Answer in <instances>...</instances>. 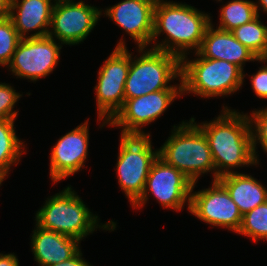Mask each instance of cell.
Segmentation results:
<instances>
[{"mask_svg":"<svg viewBox=\"0 0 267 266\" xmlns=\"http://www.w3.org/2000/svg\"><path fill=\"white\" fill-rule=\"evenodd\" d=\"M182 89H164L136 98L125 99L122 108L108 122V127L129 131H144L143 127L160 118Z\"/></svg>","mask_w":267,"mask_h":266,"instance_id":"4fadbf2b","label":"cell"},{"mask_svg":"<svg viewBox=\"0 0 267 266\" xmlns=\"http://www.w3.org/2000/svg\"><path fill=\"white\" fill-rule=\"evenodd\" d=\"M54 4L52 0H11L9 18L19 36H48Z\"/></svg>","mask_w":267,"mask_h":266,"instance_id":"2e32d148","label":"cell"},{"mask_svg":"<svg viewBox=\"0 0 267 266\" xmlns=\"http://www.w3.org/2000/svg\"><path fill=\"white\" fill-rule=\"evenodd\" d=\"M237 234L249 237L255 244L260 240L267 241V201L243 215Z\"/></svg>","mask_w":267,"mask_h":266,"instance_id":"603a6c76","label":"cell"},{"mask_svg":"<svg viewBox=\"0 0 267 266\" xmlns=\"http://www.w3.org/2000/svg\"><path fill=\"white\" fill-rule=\"evenodd\" d=\"M137 52L138 57L130 52L125 99L164 89H182L181 59L178 56L148 47H139ZM175 79L179 83L175 84Z\"/></svg>","mask_w":267,"mask_h":266,"instance_id":"8992f818","label":"cell"},{"mask_svg":"<svg viewBox=\"0 0 267 266\" xmlns=\"http://www.w3.org/2000/svg\"><path fill=\"white\" fill-rule=\"evenodd\" d=\"M172 128L170 136L158 148V157L183 172L193 183L210 172L212 181H216L215 164L203 131L191 119Z\"/></svg>","mask_w":267,"mask_h":266,"instance_id":"277c9868","label":"cell"},{"mask_svg":"<svg viewBox=\"0 0 267 266\" xmlns=\"http://www.w3.org/2000/svg\"><path fill=\"white\" fill-rule=\"evenodd\" d=\"M0 266H19L18 257L14 252L0 253Z\"/></svg>","mask_w":267,"mask_h":266,"instance_id":"f1b7e54d","label":"cell"},{"mask_svg":"<svg viewBox=\"0 0 267 266\" xmlns=\"http://www.w3.org/2000/svg\"><path fill=\"white\" fill-rule=\"evenodd\" d=\"M218 12L219 24L216 27L225 31H233L257 16L255 2L251 0L227 1Z\"/></svg>","mask_w":267,"mask_h":266,"instance_id":"44dd1931","label":"cell"},{"mask_svg":"<svg viewBox=\"0 0 267 266\" xmlns=\"http://www.w3.org/2000/svg\"><path fill=\"white\" fill-rule=\"evenodd\" d=\"M242 215L267 201V187L250 174L230 173L218 178Z\"/></svg>","mask_w":267,"mask_h":266,"instance_id":"d6986e66","label":"cell"},{"mask_svg":"<svg viewBox=\"0 0 267 266\" xmlns=\"http://www.w3.org/2000/svg\"><path fill=\"white\" fill-rule=\"evenodd\" d=\"M259 63H267V56L258 59ZM267 65V64H266Z\"/></svg>","mask_w":267,"mask_h":266,"instance_id":"1f68e13d","label":"cell"},{"mask_svg":"<svg viewBox=\"0 0 267 266\" xmlns=\"http://www.w3.org/2000/svg\"><path fill=\"white\" fill-rule=\"evenodd\" d=\"M49 266H92L89 262L86 261V259L83 257V253L81 249L70 259L49 265Z\"/></svg>","mask_w":267,"mask_h":266,"instance_id":"83f0119b","label":"cell"},{"mask_svg":"<svg viewBox=\"0 0 267 266\" xmlns=\"http://www.w3.org/2000/svg\"><path fill=\"white\" fill-rule=\"evenodd\" d=\"M196 184L192 186L189 213L205 224L237 234L243 215L226 188L216 180L208 188L194 191Z\"/></svg>","mask_w":267,"mask_h":266,"instance_id":"8fae6325","label":"cell"},{"mask_svg":"<svg viewBox=\"0 0 267 266\" xmlns=\"http://www.w3.org/2000/svg\"><path fill=\"white\" fill-rule=\"evenodd\" d=\"M156 0H122L101 10L139 47L150 48L154 29V9Z\"/></svg>","mask_w":267,"mask_h":266,"instance_id":"9a60e30c","label":"cell"},{"mask_svg":"<svg viewBox=\"0 0 267 266\" xmlns=\"http://www.w3.org/2000/svg\"><path fill=\"white\" fill-rule=\"evenodd\" d=\"M264 66L258 67L259 69L256 71V73L250 75V83L251 88L253 89V92L259 99H266L267 100V65L266 63Z\"/></svg>","mask_w":267,"mask_h":266,"instance_id":"4316f807","label":"cell"},{"mask_svg":"<svg viewBox=\"0 0 267 266\" xmlns=\"http://www.w3.org/2000/svg\"><path fill=\"white\" fill-rule=\"evenodd\" d=\"M21 39L10 18L0 20V66L7 67Z\"/></svg>","mask_w":267,"mask_h":266,"instance_id":"cb8c5ba5","label":"cell"},{"mask_svg":"<svg viewBox=\"0 0 267 266\" xmlns=\"http://www.w3.org/2000/svg\"><path fill=\"white\" fill-rule=\"evenodd\" d=\"M235 38L258 59L267 56V25L257 15L253 20L231 31Z\"/></svg>","mask_w":267,"mask_h":266,"instance_id":"7402d4cb","label":"cell"},{"mask_svg":"<svg viewBox=\"0 0 267 266\" xmlns=\"http://www.w3.org/2000/svg\"><path fill=\"white\" fill-rule=\"evenodd\" d=\"M11 0H0V20L9 18Z\"/></svg>","mask_w":267,"mask_h":266,"instance_id":"f546056e","label":"cell"},{"mask_svg":"<svg viewBox=\"0 0 267 266\" xmlns=\"http://www.w3.org/2000/svg\"><path fill=\"white\" fill-rule=\"evenodd\" d=\"M251 113L249 112V119L252 131L253 152L256 163L259 166V162L261 161L259 159L257 146L260 145L263 152L267 154V107L253 109Z\"/></svg>","mask_w":267,"mask_h":266,"instance_id":"d4e9b609","label":"cell"},{"mask_svg":"<svg viewBox=\"0 0 267 266\" xmlns=\"http://www.w3.org/2000/svg\"><path fill=\"white\" fill-rule=\"evenodd\" d=\"M129 68L130 52L125 39L122 38L98 70L94 90L98 116L96 120L102 121L100 129L108 126V122L124 104V88Z\"/></svg>","mask_w":267,"mask_h":266,"instance_id":"ba28073f","label":"cell"},{"mask_svg":"<svg viewBox=\"0 0 267 266\" xmlns=\"http://www.w3.org/2000/svg\"><path fill=\"white\" fill-rule=\"evenodd\" d=\"M57 42L50 36L22 38L6 68L33 83L49 76L60 60L63 44Z\"/></svg>","mask_w":267,"mask_h":266,"instance_id":"30bf717a","label":"cell"},{"mask_svg":"<svg viewBox=\"0 0 267 266\" xmlns=\"http://www.w3.org/2000/svg\"><path fill=\"white\" fill-rule=\"evenodd\" d=\"M54 3H60V2H69V1H76V0H52Z\"/></svg>","mask_w":267,"mask_h":266,"instance_id":"d6a6232c","label":"cell"},{"mask_svg":"<svg viewBox=\"0 0 267 266\" xmlns=\"http://www.w3.org/2000/svg\"><path fill=\"white\" fill-rule=\"evenodd\" d=\"M211 23L207 28L201 46L197 51L208 59L226 60L236 64L244 71L246 62H257V56L242 45L231 31L214 27Z\"/></svg>","mask_w":267,"mask_h":266,"instance_id":"e0dca14e","label":"cell"},{"mask_svg":"<svg viewBox=\"0 0 267 266\" xmlns=\"http://www.w3.org/2000/svg\"><path fill=\"white\" fill-rule=\"evenodd\" d=\"M44 202L35 213V223L46 230L81 242L98 228L110 232L117 228V222L114 220L100 223L98 214H93L71 185L48 196Z\"/></svg>","mask_w":267,"mask_h":266,"instance_id":"3957f363","label":"cell"},{"mask_svg":"<svg viewBox=\"0 0 267 266\" xmlns=\"http://www.w3.org/2000/svg\"><path fill=\"white\" fill-rule=\"evenodd\" d=\"M4 178L0 175V187L2 186V183L4 182Z\"/></svg>","mask_w":267,"mask_h":266,"instance_id":"836d02e7","label":"cell"},{"mask_svg":"<svg viewBox=\"0 0 267 266\" xmlns=\"http://www.w3.org/2000/svg\"><path fill=\"white\" fill-rule=\"evenodd\" d=\"M192 186L193 182L183 172L157 157L151 166L143 194L131 208H144L149 197L153 196L163 209L182 212L187 206L189 212Z\"/></svg>","mask_w":267,"mask_h":266,"instance_id":"9c48e42d","label":"cell"},{"mask_svg":"<svg viewBox=\"0 0 267 266\" xmlns=\"http://www.w3.org/2000/svg\"><path fill=\"white\" fill-rule=\"evenodd\" d=\"M222 108L220 114L209 122L197 123L196 118H190L207 137L215 164L216 180L226 174L239 173L235 170L238 168L258 167L248 112H238L225 104Z\"/></svg>","mask_w":267,"mask_h":266,"instance_id":"6da1fadb","label":"cell"},{"mask_svg":"<svg viewBox=\"0 0 267 266\" xmlns=\"http://www.w3.org/2000/svg\"><path fill=\"white\" fill-rule=\"evenodd\" d=\"M192 53L194 59L190 60L188 55L181 59L183 95L194 94L202 99L225 98L242 89L248 74L236 64Z\"/></svg>","mask_w":267,"mask_h":266,"instance_id":"5b68a950","label":"cell"},{"mask_svg":"<svg viewBox=\"0 0 267 266\" xmlns=\"http://www.w3.org/2000/svg\"><path fill=\"white\" fill-rule=\"evenodd\" d=\"M255 6H256L257 15L260 16L259 11H261L267 15V0H257L255 2Z\"/></svg>","mask_w":267,"mask_h":266,"instance_id":"4dcf8cb0","label":"cell"},{"mask_svg":"<svg viewBox=\"0 0 267 266\" xmlns=\"http://www.w3.org/2000/svg\"><path fill=\"white\" fill-rule=\"evenodd\" d=\"M119 152L115 173L118 185L131 206L141 197L158 149L153 148L151 136L146 131L120 130Z\"/></svg>","mask_w":267,"mask_h":266,"instance_id":"52a82bcc","label":"cell"},{"mask_svg":"<svg viewBox=\"0 0 267 266\" xmlns=\"http://www.w3.org/2000/svg\"><path fill=\"white\" fill-rule=\"evenodd\" d=\"M210 15L185 2L156 0L150 47L174 54L180 59L192 53L191 50L197 52L212 23ZM160 35H165L162 41H159Z\"/></svg>","mask_w":267,"mask_h":266,"instance_id":"7a4b0ae2","label":"cell"},{"mask_svg":"<svg viewBox=\"0 0 267 266\" xmlns=\"http://www.w3.org/2000/svg\"><path fill=\"white\" fill-rule=\"evenodd\" d=\"M15 120H0V175L6 179L12 166L20 163L27 151L24 140L16 135ZM25 149V150H24Z\"/></svg>","mask_w":267,"mask_h":266,"instance_id":"ffe728a7","label":"cell"},{"mask_svg":"<svg viewBox=\"0 0 267 266\" xmlns=\"http://www.w3.org/2000/svg\"><path fill=\"white\" fill-rule=\"evenodd\" d=\"M89 118L70 132L62 135L53 145L50 155L49 178L53 184L82 171L88 159Z\"/></svg>","mask_w":267,"mask_h":266,"instance_id":"5bb4252c","label":"cell"},{"mask_svg":"<svg viewBox=\"0 0 267 266\" xmlns=\"http://www.w3.org/2000/svg\"><path fill=\"white\" fill-rule=\"evenodd\" d=\"M101 10L84 0L55 3L48 36L63 45L81 44L98 25Z\"/></svg>","mask_w":267,"mask_h":266,"instance_id":"7c38bea8","label":"cell"},{"mask_svg":"<svg viewBox=\"0 0 267 266\" xmlns=\"http://www.w3.org/2000/svg\"><path fill=\"white\" fill-rule=\"evenodd\" d=\"M22 96L11 84L0 82V120L17 118L18 110L14 108Z\"/></svg>","mask_w":267,"mask_h":266,"instance_id":"484cf974","label":"cell"},{"mask_svg":"<svg viewBox=\"0 0 267 266\" xmlns=\"http://www.w3.org/2000/svg\"><path fill=\"white\" fill-rule=\"evenodd\" d=\"M31 235V252L38 266H49L66 261L81 248L79 240L46 230L36 223Z\"/></svg>","mask_w":267,"mask_h":266,"instance_id":"ac0fdd59","label":"cell"}]
</instances>
